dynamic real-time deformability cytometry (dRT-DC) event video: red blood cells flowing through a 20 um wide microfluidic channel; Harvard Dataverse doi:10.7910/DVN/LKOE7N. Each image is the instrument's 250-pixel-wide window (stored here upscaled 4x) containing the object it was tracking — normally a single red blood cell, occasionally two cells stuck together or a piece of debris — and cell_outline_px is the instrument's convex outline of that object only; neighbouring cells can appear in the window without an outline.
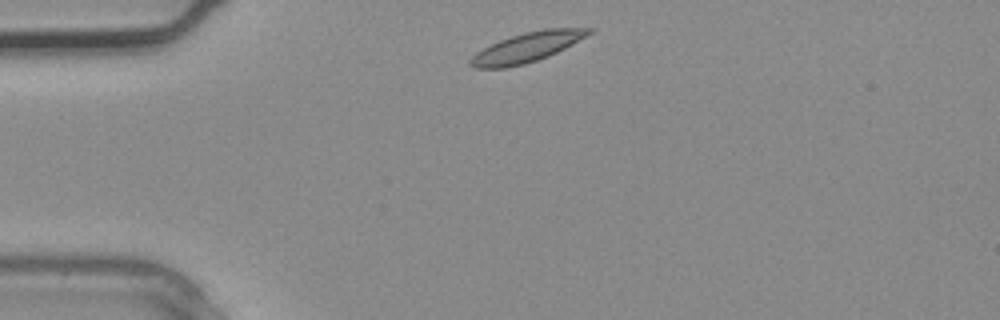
{"species": "common noctule bat (a hibernating species)", "species_latin": "Nyctalus noctula", "temperature_condition": "warm", "stored_images_in_passage": 2, "camera_frame_rate_fps": 3000, "um_per_image_px": 0.085, "animal": {"sex": "male", "body_mass_g": 20.4}, "frame": {"image": 1, "passage_image": 1, "time_ms": 0.0, "image_size_px": [1000, 320], "cell_outline_px": [[596, 28], [592, 32], [572, 44], [548, 56], [524, 64], [504, 68], [476, 68], [468, 64], [468, 60], [476, 52], [500, 40], [524, 32], [548, 28]], "centroid_in_image_um": [44.77, 4.02], "position_along_channel_um": 40.2, "area_um2": 20.17}}
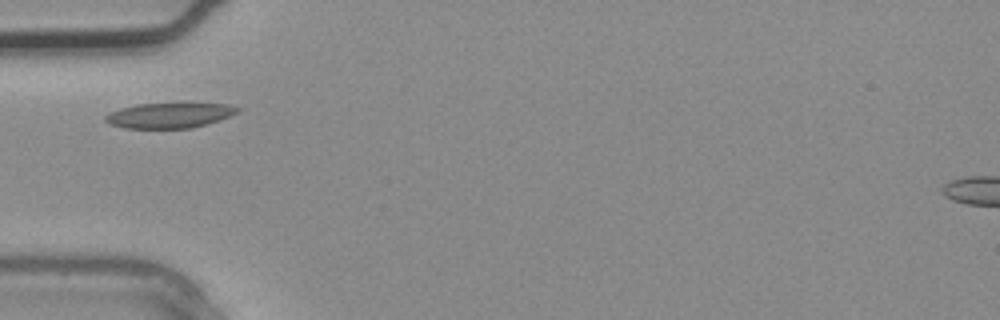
{"frame": {"image": 2, "passage_image": 2, "time_ms": 0.333, "image_size_px": [1000, 320], "cell_outline_px": [[240, 112], [220, 120], [208, 124], [192, 128], [124, 128], [108, 124], [104, 120], [104, 116], [120, 108], [136, 104], [228, 104], [240, 108]], "centroid_in_image_um": [14.4, 9.82], "position_along_channel_um": 70.6, "area_um2": 19.36}}